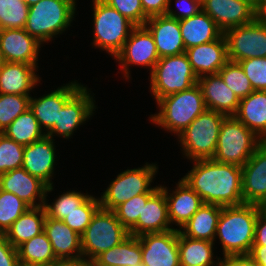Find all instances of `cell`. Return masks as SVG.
<instances>
[{
	"instance_id": "d590c367",
	"label": "cell",
	"mask_w": 266,
	"mask_h": 266,
	"mask_svg": "<svg viewBox=\"0 0 266 266\" xmlns=\"http://www.w3.org/2000/svg\"><path fill=\"white\" fill-rule=\"evenodd\" d=\"M54 185L47 186L46 194H45V202L44 208L46 211V215L49 218L63 220L69 213L76 210L79 206H81L92 194L89 192L82 193V191L77 190H67L66 192L60 191L61 195L58 194L53 202L48 203L49 194L54 191Z\"/></svg>"
},
{
	"instance_id": "11a10c76",
	"label": "cell",
	"mask_w": 266,
	"mask_h": 266,
	"mask_svg": "<svg viewBox=\"0 0 266 266\" xmlns=\"http://www.w3.org/2000/svg\"><path fill=\"white\" fill-rule=\"evenodd\" d=\"M251 4L255 9L259 6L262 0H245Z\"/></svg>"
},
{
	"instance_id": "f6af8a7d",
	"label": "cell",
	"mask_w": 266,
	"mask_h": 266,
	"mask_svg": "<svg viewBox=\"0 0 266 266\" xmlns=\"http://www.w3.org/2000/svg\"><path fill=\"white\" fill-rule=\"evenodd\" d=\"M110 7L116 9L135 26H143L148 17L143 11L141 0H102Z\"/></svg>"
},
{
	"instance_id": "6da1fadb",
	"label": "cell",
	"mask_w": 266,
	"mask_h": 266,
	"mask_svg": "<svg viewBox=\"0 0 266 266\" xmlns=\"http://www.w3.org/2000/svg\"><path fill=\"white\" fill-rule=\"evenodd\" d=\"M193 166L181 179L198 194L204 204L238 206L244 204L242 167L213 159L190 161Z\"/></svg>"
},
{
	"instance_id": "8992f818",
	"label": "cell",
	"mask_w": 266,
	"mask_h": 266,
	"mask_svg": "<svg viewBox=\"0 0 266 266\" xmlns=\"http://www.w3.org/2000/svg\"><path fill=\"white\" fill-rule=\"evenodd\" d=\"M91 2L93 38L90 44L92 48L105 51L114 59L122 50L135 25L102 0Z\"/></svg>"
},
{
	"instance_id": "7dc6e473",
	"label": "cell",
	"mask_w": 266,
	"mask_h": 266,
	"mask_svg": "<svg viewBox=\"0 0 266 266\" xmlns=\"http://www.w3.org/2000/svg\"><path fill=\"white\" fill-rule=\"evenodd\" d=\"M0 266H20L18 250L10 244L4 234H0Z\"/></svg>"
},
{
	"instance_id": "f907efd6",
	"label": "cell",
	"mask_w": 266,
	"mask_h": 266,
	"mask_svg": "<svg viewBox=\"0 0 266 266\" xmlns=\"http://www.w3.org/2000/svg\"><path fill=\"white\" fill-rule=\"evenodd\" d=\"M221 266H258L249 255L225 258Z\"/></svg>"
},
{
	"instance_id": "f5cc1de1",
	"label": "cell",
	"mask_w": 266,
	"mask_h": 266,
	"mask_svg": "<svg viewBox=\"0 0 266 266\" xmlns=\"http://www.w3.org/2000/svg\"><path fill=\"white\" fill-rule=\"evenodd\" d=\"M92 262L86 257L81 256L74 259H59L53 262L50 266H90Z\"/></svg>"
},
{
	"instance_id": "603a6c76",
	"label": "cell",
	"mask_w": 266,
	"mask_h": 266,
	"mask_svg": "<svg viewBox=\"0 0 266 266\" xmlns=\"http://www.w3.org/2000/svg\"><path fill=\"white\" fill-rule=\"evenodd\" d=\"M144 26L153 36L160 58L179 55L186 51L179 20L166 15L153 16L147 19Z\"/></svg>"
},
{
	"instance_id": "5b68a950",
	"label": "cell",
	"mask_w": 266,
	"mask_h": 266,
	"mask_svg": "<svg viewBox=\"0 0 266 266\" xmlns=\"http://www.w3.org/2000/svg\"><path fill=\"white\" fill-rule=\"evenodd\" d=\"M158 163L146 162L138 168L121 171L112 179L101 196L98 197L101 208L114 210L117 206L140 194H155L160 184L152 186L158 173Z\"/></svg>"
},
{
	"instance_id": "2e32d148",
	"label": "cell",
	"mask_w": 266,
	"mask_h": 266,
	"mask_svg": "<svg viewBox=\"0 0 266 266\" xmlns=\"http://www.w3.org/2000/svg\"><path fill=\"white\" fill-rule=\"evenodd\" d=\"M55 140L46 135L24 147L22 168L32 176L39 178L47 186L54 185L52 180L56 172V161H58Z\"/></svg>"
},
{
	"instance_id": "30bf717a",
	"label": "cell",
	"mask_w": 266,
	"mask_h": 266,
	"mask_svg": "<svg viewBox=\"0 0 266 266\" xmlns=\"http://www.w3.org/2000/svg\"><path fill=\"white\" fill-rule=\"evenodd\" d=\"M129 235L114 211L100 207L81 235L82 255L92 262L99 254L119 245Z\"/></svg>"
},
{
	"instance_id": "74e56055",
	"label": "cell",
	"mask_w": 266,
	"mask_h": 266,
	"mask_svg": "<svg viewBox=\"0 0 266 266\" xmlns=\"http://www.w3.org/2000/svg\"><path fill=\"white\" fill-rule=\"evenodd\" d=\"M30 98L28 95L0 93V133L30 108Z\"/></svg>"
},
{
	"instance_id": "7bdbcfd3",
	"label": "cell",
	"mask_w": 266,
	"mask_h": 266,
	"mask_svg": "<svg viewBox=\"0 0 266 266\" xmlns=\"http://www.w3.org/2000/svg\"><path fill=\"white\" fill-rule=\"evenodd\" d=\"M153 195L154 194L137 195L120 204L113 210L117 219L128 231L137 223L139 214H142L143 203H147Z\"/></svg>"
},
{
	"instance_id": "ffe728a7",
	"label": "cell",
	"mask_w": 266,
	"mask_h": 266,
	"mask_svg": "<svg viewBox=\"0 0 266 266\" xmlns=\"http://www.w3.org/2000/svg\"><path fill=\"white\" fill-rule=\"evenodd\" d=\"M42 44L24 28L1 29L0 48L5 62L38 65Z\"/></svg>"
},
{
	"instance_id": "d4e9b609",
	"label": "cell",
	"mask_w": 266,
	"mask_h": 266,
	"mask_svg": "<svg viewBox=\"0 0 266 266\" xmlns=\"http://www.w3.org/2000/svg\"><path fill=\"white\" fill-rule=\"evenodd\" d=\"M206 108L226 116H234L238 110L240 99L226 85L219 74L204 75L198 78Z\"/></svg>"
},
{
	"instance_id": "83f0119b",
	"label": "cell",
	"mask_w": 266,
	"mask_h": 266,
	"mask_svg": "<svg viewBox=\"0 0 266 266\" xmlns=\"http://www.w3.org/2000/svg\"><path fill=\"white\" fill-rule=\"evenodd\" d=\"M215 245L212 241L184 236L178 230L180 266H221L223 257L216 255Z\"/></svg>"
},
{
	"instance_id": "ab89813d",
	"label": "cell",
	"mask_w": 266,
	"mask_h": 266,
	"mask_svg": "<svg viewBox=\"0 0 266 266\" xmlns=\"http://www.w3.org/2000/svg\"><path fill=\"white\" fill-rule=\"evenodd\" d=\"M28 208L30 206L15 194L0 189V234H5Z\"/></svg>"
},
{
	"instance_id": "d6986e66",
	"label": "cell",
	"mask_w": 266,
	"mask_h": 266,
	"mask_svg": "<svg viewBox=\"0 0 266 266\" xmlns=\"http://www.w3.org/2000/svg\"><path fill=\"white\" fill-rule=\"evenodd\" d=\"M175 186L173 190L160 184V189L165 193L172 228L177 226L175 229L180 230L204 202L182 179H179Z\"/></svg>"
},
{
	"instance_id": "7c38bea8",
	"label": "cell",
	"mask_w": 266,
	"mask_h": 266,
	"mask_svg": "<svg viewBox=\"0 0 266 266\" xmlns=\"http://www.w3.org/2000/svg\"><path fill=\"white\" fill-rule=\"evenodd\" d=\"M92 88L83 85L60 109L58 122L46 134L48 137L69 140L81 125L92 119L98 108ZM93 92V93H91Z\"/></svg>"
},
{
	"instance_id": "9f6ffc18",
	"label": "cell",
	"mask_w": 266,
	"mask_h": 266,
	"mask_svg": "<svg viewBox=\"0 0 266 266\" xmlns=\"http://www.w3.org/2000/svg\"><path fill=\"white\" fill-rule=\"evenodd\" d=\"M21 1L25 2L30 7L38 3L40 0H21Z\"/></svg>"
},
{
	"instance_id": "5bb4252c",
	"label": "cell",
	"mask_w": 266,
	"mask_h": 266,
	"mask_svg": "<svg viewBox=\"0 0 266 266\" xmlns=\"http://www.w3.org/2000/svg\"><path fill=\"white\" fill-rule=\"evenodd\" d=\"M144 266H180L178 230L145 233L138 236Z\"/></svg>"
},
{
	"instance_id": "4316f807",
	"label": "cell",
	"mask_w": 266,
	"mask_h": 266,
	"mask_svg": "<svg viewBox=\"0 0 266 266\" xmlns=\"http://www.w3.org/2000/svg\"><path fill=\"white\" fill-rule=\"evenodd\" d=\"M43 231L51 243L57 260L83 256L81 235L68 227L62 220L52 219L46 215Z\"/></svg>"
},
{
	"instance_id": "6f0895ef",
	"label": "cell",
	"mask_w": 266,
	"mask_h": 266,
	"mask_svg": "<svg viewBox=\"0 0 266 266\" xmlns=\"http://www.w3.org/2000/svg\"><path fill=\"white\" fill-rule=\"evenodd\" d=\"M4 62V59H3V56H2V53H1V48H0V65Z\"/></svg>"
},
{
	"instance_id": "484cf974",
	"label": "cell",
	"mask_w": 266,
	"mask_h": 266,
	"mask_svg": "<svg viewBox=\"0 0 266 266\" xmlns=\"http://www.w3.org/2000/svg\"><path fill=\"white\" fill-rule=\"evenodd\" d=\"M172 225L168 217L165 193L159 189L148 201L143 203L142 214L137 223L129 230V234L140 236L145 233L170 231Z\"/></svg>"
},
{
	"instance_id": "60d3db41",
	"label": "cell",
	"mask_w": 266,
	"mask_h": 266,
	"mask_svg": "<svg viewBox=\"0 0 266 266\" xmlns=\"http://www.w3.org/2000/svg\"><path fill=\"white\" fill-rule=\"evenodd\" d=\"M98 196L91 195L81 206L69 213L62 221L72 230L82 235L100 208Z\"/></svg>"
},
{
	"instance_id": "f546056e",
	"label": "cell",
	"mask_w": 266,
	"mask_h": 266,
	"mask_svg": "<svg viewBox=\"0 0 266 266\" xmlns=\"http://www.w3.org/2000/svg\"><path fill=\"white\" fill-rule=\"evenodd\" d=\"M234 116L260 139L266 141V91H253L240 99Z\"/></svg>"
},
{
	"instance_id": "ee69618b",
	"label": "cell",
	"mask_w": 266,
	"mask_h": 266,
	"mask_svg": "<svg viewBox=\"0 0 266 266\" xmlns=\"http://www.w3.org/2000/svg\"><path fill=\"white\" fill-rule=\"evenodd\" d=\"M254 91H266V58L254 57L238 62Z\"/></svg>"
},
{
	"instance_id": "4dcf8cb0",
	"label": "cell",
	"mask_w": 266,
	"mask_h": 266,
	"mask_svg": "<svg viewBox=\"0 0 266 266\" xmlns=\"http://www.w3.org/2000/svg\"><path fill=\"white\" fill-rule=\"evenodd\" d=\"M44 206L30 207L18 217L4 234L14 248L39 235L44 230Z\"/></svg>"
},
{
	"instance_id": "681fc988",
	"label": "cell",
	"mask_w": 266,
	"mask_h": 266,
	"mask_svg": "<svg viewBox=\"0 0 266 266\" xmlns=\"http://www.w3.org/2000/svg\"><path fill=\"white\" fill-rule=\"evenodd\" d=\"M253 245H266V209L263 208L257 216Z\"/></svg>"
},
{
	"instance_id": "9a60e30c",
	"label": "cell",
	"mask_w": 266,
	"mask_h": 266,
	"mask_svg": "<svg viewBox=\"0 0 266 266\" xmlns=\"http://www.w3.org/2000/svg\"><path fill=\"white\" fill-rule=\"evenodd\" d=\"M83 85L85 84L72 80L40 97L31 95L30 109L46 134L54 127L55 122H58L60 109Z\"/></svg>"
},
{
	"instance_id": "b9f144b4",
	"label": "cell",
	"mask_w": 266,
	"mask_h": 266,
	"mask_svg": "<svg viewBox=\"0 0 266 266\" xmlns=\"http://www.w3.org/2000/svg\"><path fill=\"white\" fill-rule=\"evenodd\" d=\"M24 147L0 133V174L22 167Z\"/></svg>"
},
{
	"instance_id": "c3c4849f",
	"label": "cell",
	"mask_w": 266,
	"mask_h": 266,
	"mask_svg": "<svg viewBox=\"0 0 266 266\" xmlns=\"http://www.w3.org/2000/svg\"><path fill=\"white\" fill-rule=\"evenodd\" d=\"M168 2L169 0H141L143 11L148 18L165 15Z\"/></svg>"
},
{
	"instance_id": "f35d334b",
	"label": "cell",
	"mask_w": 266,
	"mask_h": 266,
	"mask_svg": "<svg viewBox=\"0 0 266 266\" xmlns=\"http://www.w3.org/2000/svg\"><path fill=\"white\" fill-rule=\"evenodd\" d=\"M226 85L242 99L254 91L250 80L239 63L228 61L219 71Z\"/></svg>"
},
{
	"instance_id": "ba28073f",
	"label": "cell",
	"mask_w": 266,
	"mask_h": 266,
	"mask_svg": "<svg viewBox=\"0 0 266 266\" xmlns=\"http://www.w3.org/2000/svg\"><path fill=\"white\" fill-rule=\"evenodd\" d=\"M263 142L235 116H226L220 126L214 161L243 166Z\"/></svg>"
},
{
	"instance_id": "cb8c5ba5",
	"label": "cell",
	"mask_w": 266,
	"mask_h": 266,
	"mask_svg": "<svg viewBox=\"0 0 266 266\" xmlns=\"http://www.w3.org/2000/svg\"><path fill=\"white\" fill-rule=\"evenodd\" d=\"M185 53L198 78L218 74V71L229 61L227 43L223 34L217 40L186 49Z\"/></svg>"
},
{
	"instance_id": "e575fe53",
	"label": "cell",
	"mask_w": 266,
	"mask_h": 266,
	"mask_svg": "<svg viewBox=\"0 0 266 266\" xmlns=\"http://www.w3.org/2000/svg\"><path fill=\"white\" fill-rule=\"evenodd\" d=\"M2 133L23 146L29 145L46 136V133L40 127L39 122L30 108L12 121Z\"/></svg>"
},
{
	"instance_id": "277c9868",
	"label": "cell",
	"mask_w": 266,
	"mask_h": 266,
	"mask_svg": "<svg viewBox=\"0 0 266 266\" xmlns=\"http://www.w3.org/2000/svg\"><path fill=\"white\" fill-rule=\"evenodd\" d=\"M77 1L40 0L29 7L24 29L43 46L54 41L72 26L78 14Z\"/></svg>"
},
{
	"instance_id": "7a4b0ae2",
	"label": "cell",
	"mask_w": 266,
	"mask_h": 266,
	"mask_svg": "<svg viewBox=\"0 0 266 266\" xmlns=\"http://www.w3.org/2000/svg\"><path fill=\"white\" fill-rule=\"evenodd\" d=\"M263 208L246 203L222 206L214 243L219 240L223 259L249 254L254 243L257 216Z\"/></svg>"
},
{
	"instance_id": "d6a6232c",
	"label": "cell",
	"mask_w": 266,
	"mask_h": 266,
	"mask_svg": "<svg viewBox=\"0 0 266 266\" xmlns=\"http://www.w3.org/2000/svg\"><path fill=\"white\" fill-rule=\"evenodd\" d=\"M142 251L137 236L129 235L119 245L99 254L92 264L95 266H139Z\"/></svg>"
},
{
	"instance_id": "44dd1931",
	"label": "cell",
	"mask_w": 266,
	"mask_h": 266,
	"mask_svg": "<svg viewBox=\"0 0 266 266\" xmlns=\"http://www.w3.org/2000/svg\"><path fill=\"white\" fill-rule=\"evenodd\" d=\"M0 189L15 194L30 207L44 206L47 185L22 167L0 174Z\"/></svg>"
},
{
	"instance_id": "1f68e13d",
	"label": "cell",
	"mask_w": 266,
	"mask_h": 266,
	"mask_svg": "<svg viewBox=\"0 0 266 266\" xmlns=\"http://www.w3.org/2000/svg\"><path fill=\"white\" fill-rule=\"evenodd\" d=\"M222 206L217 204H204L179 230L184 236L214 242L218 219Z\"/></svg>"
},
{
	"instance_id": "bcb514c9",
	"label": "cell",
	"mask_w": 266,
	"mask_h": 266,
	"mask_svg": "<svg viewBox=\"0 0 266 266\" xmlns=\"http://www.w3.org/2000/svg\"><path fill=\"white\" fill-rule=\"evenodd\" d=\"M175 1V8L172 0H169L166 11V16L181 20L198 14L202 10L201 0H173ZM174 8V9H173Z\"/></svg>"
},
{
	"instance_id": "8fae6325",
	"label": "cell",
	"mask_w": 266,
	"mask_h": 266,
	"mask_svg": "<svg viewBox=\"0 0 266 266\" xmlns=\"http://www.w3.org/2000/svg\"><path fill=\"white\" fill-rule=\"evenodd\" d=\"M159 58L153 36L143 25L132 29L122 50L113 60L119 64L122 77L129 82L132 66L148 68L150 74Z\"/></svg>"
},
{
	"instance_id": "52a82bcc",
	"label": "cell",
	"mask_w": 266,
	"mask_h": 266,
	"mask_svg": "<svg viewBox=\"0 0 266 266\" xmlns=\"http://www.w3.org/2000/svg\"><path fill=\"white\" fill-rule=\"evenodd\" d=\"M226 115L206 109L182 131L176 140L182 157L190 161L212 159L216 151L220 126Z\"/></svg>"
},
{
	"instance_id": "db71d44e",
	"label": "cell",
	"mask_w": 266,
	"mask_h": 266,
	"mask_svg": "<svg viewBox=\"0 0 266 266\" xmlns=\"http://www.w3.org/2000/svg\"><path fill=\"white\" fill-rule=\"evenodd\" d=\"M255 18L263 25H266V1H261L256 8Z\"/></svg>"
},
{
	"instance_id": "3957f363",
	"label": "cell",
	"mask_w": 266,
	"mask_h": 266,
	"mask_svg": "<svg viewBox=\"0 0 266 266\" xmlns=\"http://www.w3.org/2000/svg\"><path fill=\"white\" fill-rule=\"evenodd\" d=\"M155 104L159 111L156 114H150L147 120L155 127H160L174 136H178L207 109L198 84L167 95Z\"/></svg>"
},
{
	"instance_id": "4fadbf2b",
	"label": "cell",
	"mask_w": 266,
	"mask_h": 266,
	"mask_svg": "<svg viewBox=\"0 0 266 266\" xmlns=\"http://www.w3.org/2000/svg\"><path fill=\"white\" fill-rule=\"evenodd\" d=\"M228 60L238 63L254 57L266 58V25L256 18L245 25L226 30Z\"/></svg>"
},
{
	"instance_id": "e0dca14e",
	"label": "cell",
	"mask_w": 266,
	"mask_h": 266,
	"mask_svg": "<svg viewBox=\"0 0 266 266\" xmlns=\"http://www.w3.org/2000/svg\"><path fill=\"white\" fill-rule=\"evenodd\" d=\"M242 195L246 204L266 206V141L242 166Z\"/></svg>"
},
{
	"instance_id": "836d02e7",
	"label": "cell",
	"mask_w": 266,
	"mask_h": 266,
	"mask_svg": "<svg viewBox=\"0 0 266 266\" xmlns=\"http://www.w3.org/2000/svg\"><path fill=\"white\" fill-rule=\"evenodd\" d=\"M17 250L20 266H50L57 260L44 231L21 244Z\"/></svg>"
},
{
	"instance_id": "ac0fdd59",
	"label": "cell",
	"mask_w": 266,
	"mask_h": 266,
	"mask_svg": "<svg viewBox=\"0 0 266 266\" xmlns=\"http://www.w3.org/2000/svg\"><path fill=\"white\" fill-rule=\"evenodd\" d=\"M201 6L223 33L255 19L256 9L245 0H201Z\"/></svg>"
},
{
	"instance_id": "7402d4cb",
	"label": "cell",
	"mask_w": 266,
	"mask_h": 266,
	"mask_svg": "<svg viewBox=\"0 0 266 266\" xmlns=\"http://www.w3.org/2000/svg\"><path fill=\"white\" fill-rule=\"evenodd\" d=\"M38 65L3 62L0 65V93L31 96L42 81Z\"/></svg>"
},
{
	"instance_id": "f1b7e54d",
	"label": "cell",
	"mask_w": 266,
	"mask_h": 266,
	"mask_svg": "<svg viewBox=\"0 0 266 266\" xmlns=\"http://www.w3.org/2000/svg\"><path fill=\"white\" fill-rule=\"evenodd\" d=\"M185 49L217 40L223 32L215 21L202 10L191 17L179 20Z\"/></svg>"
},
{
	"instance_id": "9c48e42d",
	"label": "cell",
	"mask_w": 266,
	"mask_h": 266,
	"mask_svg": "<svg viewBox=\"0 0 266 266\" xmlns=\"http://www.w3.org/2000/svg\"><path fill=\"white\" fill-rule=\"evenodd\" d=\"M149 76V92L155 102L167 95L189 89L198 82L185 52L159 58Z\"/></svg>"
},
{
	"instance_id": "816d5d0a",
	"label": "cell",
	"mask_w": 266,
	"mask_h": 266,
	"mask_svg": "<svg viewBox=\"0 0 266 266\" xmlns=\"http://www.w3.org/2000/svg\"><path fill=\"white\" fill-rule=\"evenodd\" d=\"M248 255L258 266H266V245H252Z\"/></svg>"
},
{
	"instance_id": "8d00e7d4",
	"label": "cell",
	"mask_w": 266,
	"mask_h": 266,
	"mask_svg": "<svg viewBox=\"0 0 266 266\" xmlns=\"http://www.w3.org/2000/svg\"><path fill=\"white\" fill-rule=\"evenodd\" d=\"M29 6L21 0H0V29L24 28Z\"/></svg>"
}]
</instances>
